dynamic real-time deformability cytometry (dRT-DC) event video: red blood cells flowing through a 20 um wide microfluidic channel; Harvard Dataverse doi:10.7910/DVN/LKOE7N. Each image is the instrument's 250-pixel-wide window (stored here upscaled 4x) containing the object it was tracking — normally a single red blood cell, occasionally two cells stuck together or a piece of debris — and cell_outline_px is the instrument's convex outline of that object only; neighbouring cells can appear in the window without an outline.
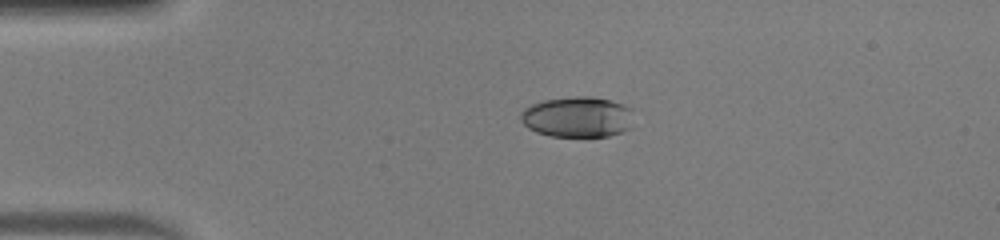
{"species": "human", "species_latin": "Homo sapiens", "temperature_condition": "warm", "stored_images_in_passage": 23, "camera_frame_rate_fps": 3000, "um_per_image_px": 0.085, "donor": {"sex": "male"}, "frame": {"image": 1, "passage_image": 1, "time_ms": 0.0, "image_size_px": [1000, 240], "cell_outline_px": [[632, 128], [624, 132], [608, 136], [548, 136], [536, 132], [528, 128], [520, 120], [520, 112], [524, 108], [532, 104], [544, 100], [576, 96], [592, 96], [624, 104], [632, 108]], "centroid_in_image_um": [49.1, 9.95], "position_along_channel_um": 35.9, "area_um2": 27.11}}
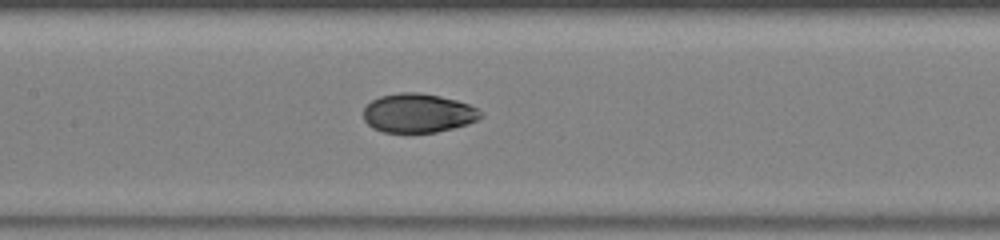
{"frame": {"image": 2, "passage_image": 14, "time_ms": 4.333, "image_size_px": [1000, 240], "cell_outline_px": [[484, 116], [476, 120], [452, 128], [436, 132], [384, 132], [372, 128], [364, 120], [364, 108], [372, 100], [380, 96], [400, 92], [420, 92], [440, 96], [456, 100], [468, 104], [476, 108]], "centroid_in_image_um": [35.51, 9.6], "position_along_channel_um": 171.9, "area_um2": 26.47}}
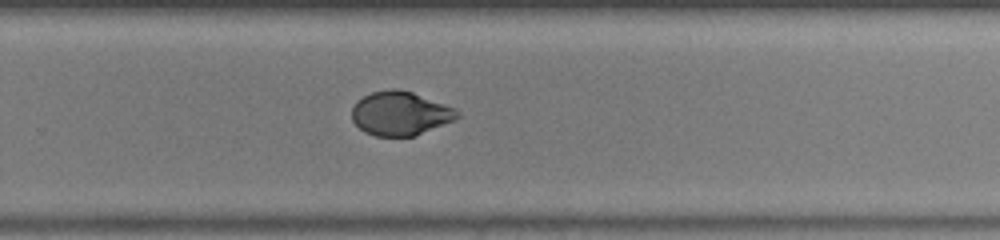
{"frame": {"image": 3, "passage_image": 23, "time_ms": 7.333, "image_size_px": [1000, 240], "cell_outline_px": [[460, 116], [452, 120], [416, 136], [376, 136], [364, 132], [352, 120], [352, 108], [356, 100], [372, 92], [392, 88], [396, 88], [412, 92], [456, 108], [460, 112]], "centroid_in_image_um": [34.0, 9.64], "position_along_channel_um": 295.8, "area_um2": 26.93}}